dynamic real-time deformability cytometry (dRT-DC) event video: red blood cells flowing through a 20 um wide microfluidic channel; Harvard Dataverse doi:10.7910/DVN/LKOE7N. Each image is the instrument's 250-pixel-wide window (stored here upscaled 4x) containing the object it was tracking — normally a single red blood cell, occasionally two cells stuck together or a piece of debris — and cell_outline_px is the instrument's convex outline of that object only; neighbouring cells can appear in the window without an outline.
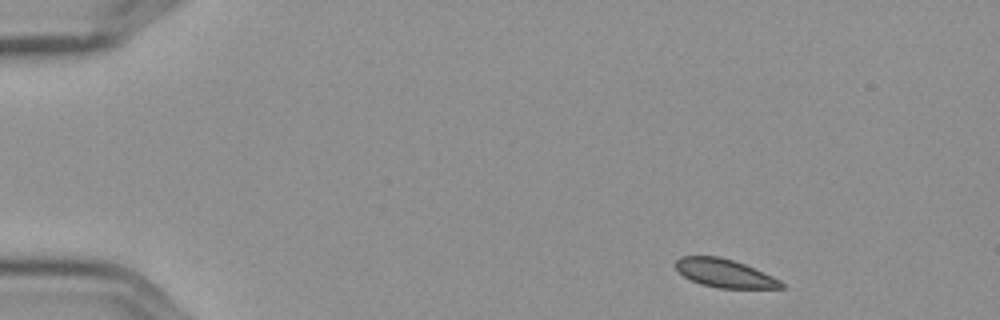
{"species": "Egyptian fruit bat (a non-hibernating species)", "species_latin": "Rousettus aegyptiacus", "temperature_condition": "cold", "stored_images_in_passage": 5, "segment_of_instrument_passage": [1, 2], "camera_frame_rate_fps": 3000, "um_per_image_px": 0.085, "frame": {"image": 1, "passage_image": 1, "time_ms": 0.0, "image_size_px": [1000, 320], "cell_outline_px": [[784, 288], [716, 288], [700, 284], [684, 276], [676, 268], [676, 260], [680, 256], [720, 256], [744, 264], [772, 276], [780, 280], [784, 284]], "centroid_in_image_um": [61.58, 23.23], "position_along_channel_um": 23.4, "area_um2": 17.28}}
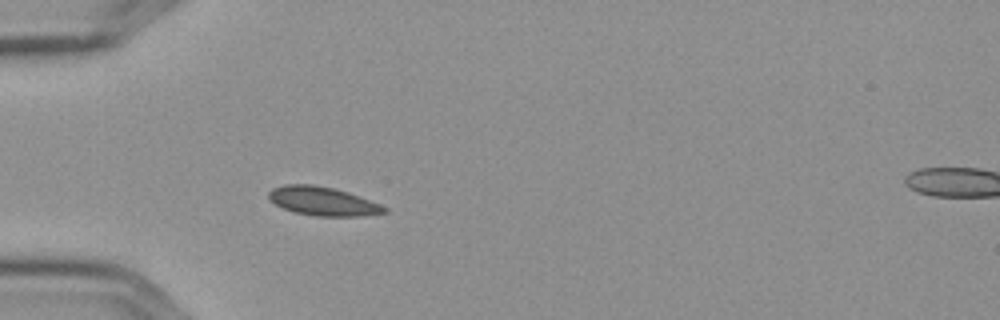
{"frame": {"image": 2, "passage_image": 4, "time_ms": 1.0, "image_size_px": [1000, 320], "cell_outline_px": [[388, 212], [364, 216], [316, 216], [296, 212], [284, 208], [268, 200], [268, 192], [272, 188], [284, 184], [316, 184], [336, 188], [348, 192], [380, 204], [388, 208]], "centroid_in_image_um": [27.44, 17.09], "position_along_channel_um": 57.6, "area_um2": 19.54}}